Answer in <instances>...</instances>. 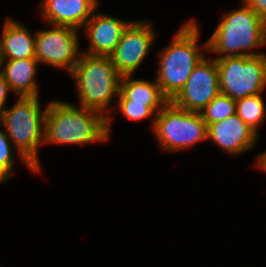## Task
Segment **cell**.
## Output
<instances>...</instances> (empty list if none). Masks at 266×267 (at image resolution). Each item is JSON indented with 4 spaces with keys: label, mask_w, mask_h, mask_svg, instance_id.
Instances as JSON below:
<instances>
[{
    "label": "cell",
    "mask_w": 266,
    "mask_h": 267,
    "mask_svg": "<svg viewBox=\"0 0 266 267\" xmlns=\"http://www.w3.org/2000/svg\"><path fill=\"white\" fill-rule=\"evenodd\" d=\"M108 138L107 117L102 113L60 101L46 107L44 144H83Z\"/></svg>",
    "instance_id": "cell-1"
},
{
    "label": "cell",
    "mask_w": 266,
    "mask_h": 267,
    "mask_svg": "<svg viewBox=\"0 0 266 267\" xmlns=\"http://www.w3.org/2000/svg\"><path fill=\"white\" fill-rule=\"evenodd\" d=\"M199 32L195 20H189L160 53L155 80L169 101L180 92L193 69L205 57L203 52L208 50V42L204 49L198 47Z\"/></svg>",
    "instance_id": "cell-2"
},
{
    "label": "cell",
    "mask_w": 266,
    "mask_h": 267,
    "mask_svg": "<svg viewBox=\"0 0 266 267\" xmlns=\"http://www.w3.org/2000/svg\"><path fill=\"white\" fill-rule=\"evenodd\" d=\"M242 5L238 10L225 13L207 41L208 51L218 54L216 58L265 54L248 50L266 44V21L244 2Z\"/></svg>",
    "instance_id": "cell-3"
},
{
    "label": "cell",
    "mask_w": 266,
    "mask_h": 267,
    "mask_svg": "<svg viewBox=\"0 0 266 267\" xmlns=\"http://www.w3.org/2000/svg\"><path fill=\"white\" fill-rule=\"evenodd\" d=\"M70 75L75 79L80 107L98 111L107 117L109 137L112 118L105 113L112 103L111 99L119 94L121 79L110 56L82 53Z\"/></svg>",
    "instance_id": "cell-4"
},
{
    "label": "cell",
    "mask_w": 266,
    "mask_h": 267,
    "mask_svg": "<svg viewBox=\"0 0 266 267\" xmlns=\"http://www.w3.org/2000/svg\"><path fill=\"white\" fill-rule=\"evenodd\" d=\"M45 113L46 108L41 111L39 96L19 97L0 117L19 159L34 173L40 171L38 148L44 144Z\"/></svg>",
    "instance_id": "cell-5"
},
{
    "label": "cell",
    "mask_w": 266,
    "mask_h": 267,
    "mask_svg": "<svg viewBox=\"0 0 266 267\" xmlns=\"http://www.w3.org/2000/svg\"><path fill=\"white\" fill-rule=\"evenodd\" d=\"M151 125L159 145L169 152L207 140V124L200 112L181 109L171 101L156 114Z\"/></svg>",
    "instance_id": "cell-6"
},
{
    "label": "cell",
    "mask_w": 266,
    "mask_h": 267,
    "mask_svg": "<svg viewBox=\"0 0 266 267\" xmlns=\"http://www.w3.org/2000/svg\"><path fill=\"white\" fill-rule=\"evenodd\" d=\"M220 93L234 101L261 95L266 87V54L215 58Z\"/></svg>",
    "instance_id": "cell-7"
},
{
    "label": "cell",
    "mask_w": 266,
    "mask_h": 267,
    "mask_svg": "<svg viewBox=\"0 0 266 267\" xmlns=\"http://www.w3.org/2000/svg\"><path fill=\"white\" fill-rule=\"evenodd\" d=\"M78 32L76 28L60 25L38 31L35 35V58L39 63L67 68L70 74L81 55Z\"/></svg>",
    "instance_id": "cell-8"
},
{
    "label": "cell",
    "mask_w": 266,
    "mask_h": 267,
    "mask_svg": "<svg viewBox=\"0 0 266 267\" xmlns=\"http://www.w3.org/2000/svg\"><path fill=\"white\" fill-rule=\"evenodd\" d=\"M219 93V72L216 59L209 60L204 57L171 102L181 109L200 112Z\"/></svg>",
    "instance_id": "cell-9"
},
{
    "label": "cell",
    "mask_w": 266,
    "mask_h": 267,
    "mask_svg": "<svg viewBox=\"0 0 266 267\" xmlns=\"http://www.w3.org/2000/svg\"><path fill=\"white\" fill-rule=\"evenodd\" d=\"M151 24L146 20L132 21L123 31L117 47L110 55L121 76H132L141 66L156 36Z\"/></svg>",
    "instance_id": "cell-10"
},
{
    "label": "cell",
    "mask_w": 266,
    "mask_h": 267,
    "mask_svg": "<svg viewBox=\"0 0 266 267\" xmlns=\"http://www.w3.org/2000/svg\"><path fill=\"white\" fill-rule=\"evenodd\" d=\"M258 136L237 114L207 127V139L231 155H239L250 149Z\"/></svg>",
    "instance_id": "cell-11"
},
{
    "label": "cell",
    "mask_w": 266,
    "mask_h": 267,
    "mask_svg": "<svg viewBox=\"0 0 266 267\" xmlns=\"http://www.w3.org/2000/svg\"><path fill=\"white\" fill-rule=\"evenodd\" d=\"M132 21L93 12L85 23L84 30L89 38V52L94 56H110L117 47L123 31Z\"/></svg>",
    "instance_id": "cell-12"
},
{
    "label": "cell",
    "mask_w": 266,
    "mask_h": 267,
    "mask_svg": "<svg viewBox=\"0 0 266 267\" xmlns=\"http://www.w3.org/2000/svg\"><path fill=\"white\" fill-rule=\"evenodd\" d=\"M98 4V0H43L39 7L49 26H70L80 30Z\"/></svg>",
    "instance_id": "cell-13"
},
{
    "label": "cell",
    "mask_w": 266,
    "mask_h": 267,
    "mask_svg": "<svg viewBox=\"0 0 266 267\" xmlns=\"http://www.w3.org/2000/svg\"><path fill=\"white\" fill-rule=\"evenodd\" d=\"M0 36L2 63L6 59H24L35 57V38L25 26L7 18Z\"/></svg>",
    "instance_id": "cell-14"
},
{
    "label": "cell",
    "mask_w": 266,
    "mask_h": 267,
    "mask_svg": "<svg viewBox=\"0 0 266 267\" xmlns=\"http://www.w3.org/2000/svg\"><path fill=\"white\" fill-rule=\"evenodd\" d=\"M6 65L0 68V73L11 91L18 97H36L39 88L35 82L38 61L35 57L5 61Z\"/></svg>",
    "instance_id": "cell-15"
},
{
    "label": "cell",
    "mask_w": 266,
    "mask_h": 267,
    "mask_svg": "<svg viewBox=\"0 0 266 267\" xmlns=\"http://www.w3.org/2000/svg\"><path fill=\"white\" fill-rule=\"evenodd\" d=\"M118 100H131V103L144 104L156 114L169 102L162 94L156 80L152 83L142 79L134 80L131 75L121 76Z\"/></svg>",
    "instance_id": "cell-16"
},
{
    "label": "cell",
    "mask_w": 266,
    "mask_h": 267,
    "mask_svg": "<svg viewBox=\"0 0 266 267\" xmlns=\"http://www.w3.org/2000/svg\"><path fill=\"white\" fill-rule=\"evenodd\" d=\"M236 102V114L258 135V125L265 118V105L261 95H253Z\"/></svg>",
    "instance_id": "cell-17"
},
{
    "label": "cell",
    "mask_w": 266,
    "mask_h": 267,
    "mask_svg": "<svg viewBox=\"0 0 266 267\" xmlns=\"http://www.w3.org/2000/svg\"><path fill=\"white\" fill-rule=\"evenodd\" d=\"M200 114L208 127L211 123L236 114V102L229 96L219 93L202 111H200Z\"/></svg>",
    "instance_id": "cell-18"
},
{
    "label": "cell",
    "mask_w": 266,
    "mask_h": 267,
    "mask_svg": "<svg viewBox=\"0 0 266 267\" xmlns=\"http://www.w3.org/2000/svg\"><path fill=\"white\" fill-rule=\"evenodd\" d=\"M6 132L0 130V183L9 180L14 166L13 154L17 152ZM16 151V152H15Z\"/></svg>",
    "instance_id": "cell-19"
},
{
    "label": "cell",
    "mask_w": 266,
    "mask_h": 267,
    "mask_svg": "<svg viewBox=\"0 0 266 267\" xmlns=\"http://www.w3.org/2000/svg\"><path fill=\"white\" fill-rule=\"evenodd\" d=\"M118 107L121 113L130 120H142L151 115L156 116V113L144 104L131 103V100H118Z\"/></svg>",
    "instance_id": "cell-20"
},
{
    "label": "cell",
    "mask_w": 266,
    "mask_h": 267,
    "mask_svg": "<svg viewBox=\"0 0 266 267\" xmlns=\"http://www.w3.org/2000/svg\"><path fill=\"white\" fill-rule=\"evenodd\" d=\"M257 15L266 21V0H242Z\"/></svg>",
    "instance_id": "cell-21"
},
{
    "label": "cell",
    "mask_w": 266,
    "mask_h": 267,
    "mask_svg": "<svg viewBox=\"0 0 266 267\" xmlns=\"http://www.w3.org/2000/svg\"><path fill=\"white\" fill-rule=\"evenodd\" d=\"M10 91L8 83L5 81L4 76L0 73V117L5 110L4 104L6 103L7 93Z\"/></svg>",
    "instance_id": "cell-22"
},
{
    "label": "cell",
    "mask_w": 266,
    "mask_h": 267,
    "mask_svg": "<svg viewBox=\"0 0 266 267\" xmlns=\"http://www.w3.org/2000/svg\"><path fill=\"white\" fill-rule=\"evenodd\" d=\"M256 164L258 165V168L266 172V152L258 157Z\"/></svg>",
    "instance_id": "cell-23"
},
{
    "label": "cell",
    "mask_w": 266,
    "mask_h": 267,
    "mask_svg": "<svg viewBox=\"0 0 266 267\" xmlns=\"http://www.w3.org/2000/svg\"><path fill=\"white\" fill-rule=\"evenodd\" d=\"M1 63H2V58H1V49H0V68L3 66Z\"/></svg>",
    "instance_id": "cell-24"
}]
</instances>
